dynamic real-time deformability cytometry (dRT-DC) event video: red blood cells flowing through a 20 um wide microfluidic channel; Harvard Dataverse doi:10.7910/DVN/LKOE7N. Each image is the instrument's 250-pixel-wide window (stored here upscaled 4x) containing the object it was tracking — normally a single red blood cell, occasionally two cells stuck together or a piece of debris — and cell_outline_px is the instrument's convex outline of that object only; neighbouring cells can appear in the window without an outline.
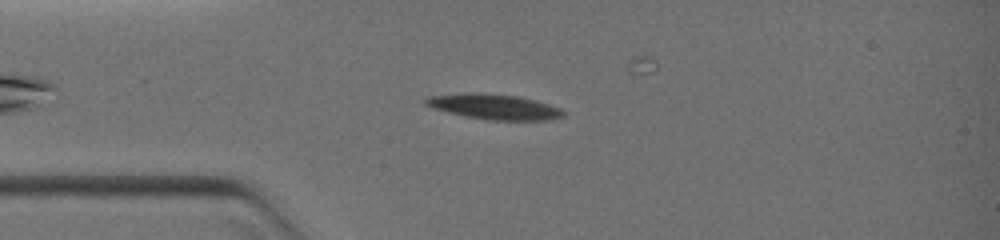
{"species": "common noctule bat (a hibernating species)", "species_latin": "Nyctalus noctula", "temperature_condition": "warm", "stored_images_in_passage": 22, "camera_frame_rate_fps": 3000, "um_per_image_px": 0.085, "animal": {"sex": "female", "body_mass_g": 19.0, "forearm_length_mm": 51.5}, "frame": {"image": 1, "passage_image": 2, "time_ms": 0.667, "image_size_px": [1000, 240], "cell_outline_px": [[564, 116], [552, 120], [488, 120], [448, 112], [432, 108], [424, 104], [424, 100], [428, 96], [464, 92], [484, 92], [516, 96], [536, 100], [560, 108], [564, 112]], "centroid_in_image_um": [41.98, 9.06], "position_along_channel_um": 43.0, "area_um2": 20.4}}
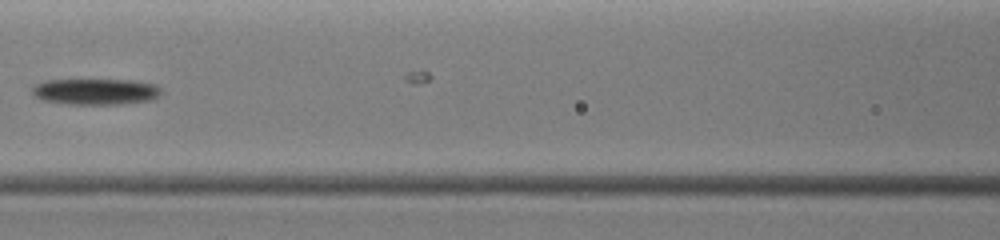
{"frame": {"image": 2, "passage_image": 7, "time_ms": 3.667, "image_size_px": [1000, 240], "cell_outline_px": [[160, 92], [152, 100], [120, 104], [68, 104], [40, 100], [32, 96], [32, 84], [44, 80], [132, 80], [156, 84], [160, 88]], "centroid_in_image_um": [8.04, 7.78], "position_along_channel_um": 158.6, "area_um2": 19.83}}
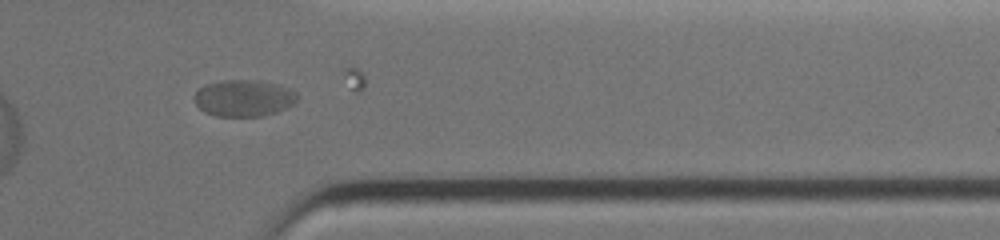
{"frame": {"image": 3, "passage_image": 15, "time_ms": 9.0, "image_size_px": [1000, 240], "cell_outline_px": [[296, 100], [292, 104], [276, 112], [264, 116], [216, 116], [204, 112], [196, 104], [192, 96], [204, 84], [224, 80], [260, 80], [280, 84], [296, 92]], "centroid_in_image_um": [20.69, 8.33], "position_along_channel_um": 390.7, "area_um2": 22.08}}